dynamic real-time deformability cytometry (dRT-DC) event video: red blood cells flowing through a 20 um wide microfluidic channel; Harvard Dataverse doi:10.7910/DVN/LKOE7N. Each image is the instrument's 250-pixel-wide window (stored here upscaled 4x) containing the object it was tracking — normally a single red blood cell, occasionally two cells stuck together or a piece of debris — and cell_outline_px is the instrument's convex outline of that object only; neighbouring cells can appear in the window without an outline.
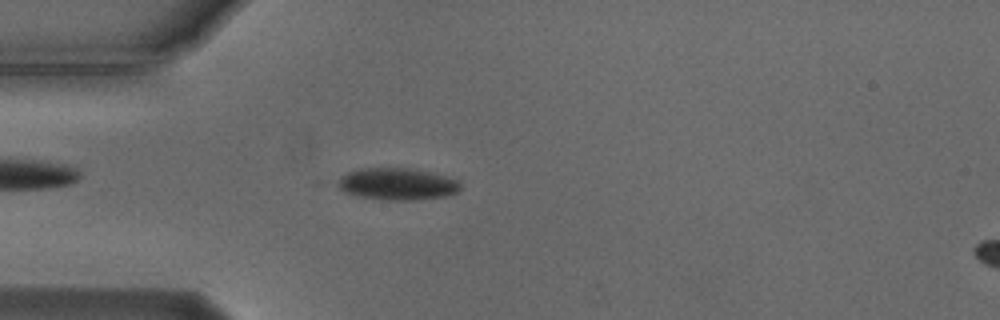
{"species": "Egyptian fruit bat (a non-hibernating species)", "species_latin": "Rousettus aegyptiacus", "temperature_condition": "cold", "stored_images_in_passage": 54, "camera_frame_rate_fps": 3000, "um_per_image_px": 0.085, "animal": {"sex": "male"}, "frame": {"image": 1, "passage_image": 14, "time_ms": 4.333, "image_size_px": [1000, 320], "cell_outline_px": [[460, 188], [456, 192], [444, 196], [412, 200], [384, 200], [356, 196], [344, 192], [332, 184], [340, 176], [348, 172], [360, 168], [408, 168], [432, 172], [460, 180]], "centroid_in_image_um": [33.69, 15.63], "position_along_channel_um": 51.3, "area_um2": 23.18}}
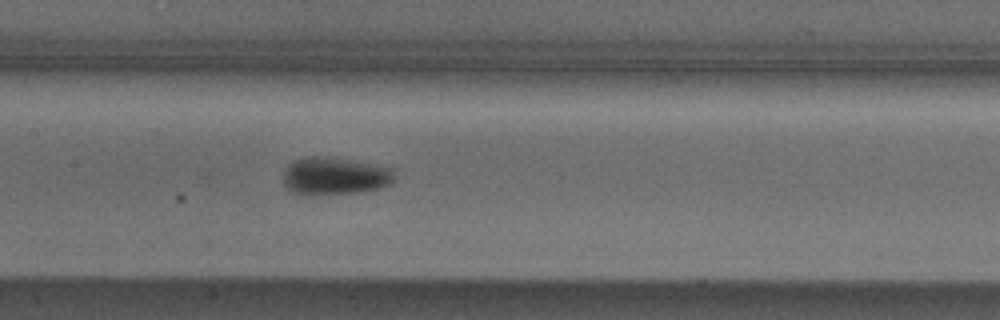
{"frame": {"image": 2, "passage_image": 25, "time_ms": 8.0, "image_size_px": [1000, 320], "cell_outline_px": [[396, 180], [392, 184], [380, 188], [360, 192], [304, 196], [292, 192], [284, 184], [284, 172], [288, 164], [292, 160], [304, 156], [328, 156], [376, 164], [396, 168]], "centroid_in_image_um": [28.5, 14.95], "position_along_channel_um": 178.9, "area_um2": 25.26}}
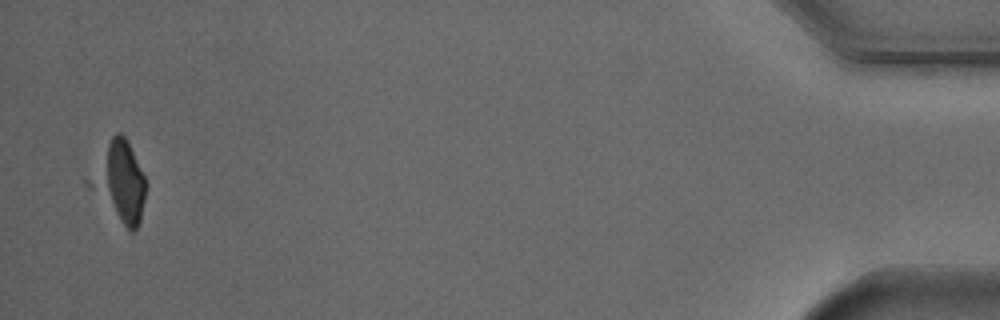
{"frame": {"image": 3, "passage_image": 52, "time_ms": 17.0, "image_size_px": [1000, 320], "cell_outline_px": [[148, 184], [140, 220], [136, 228], [132, 232], [84, 184], [84, 180], [112, 136], [116, 132], [120, 132], [128, 140]], "centroid_in_image_um": [10.14, 15.4], "position_along_channel_um": 425.1, "area_um2": 26.01}}